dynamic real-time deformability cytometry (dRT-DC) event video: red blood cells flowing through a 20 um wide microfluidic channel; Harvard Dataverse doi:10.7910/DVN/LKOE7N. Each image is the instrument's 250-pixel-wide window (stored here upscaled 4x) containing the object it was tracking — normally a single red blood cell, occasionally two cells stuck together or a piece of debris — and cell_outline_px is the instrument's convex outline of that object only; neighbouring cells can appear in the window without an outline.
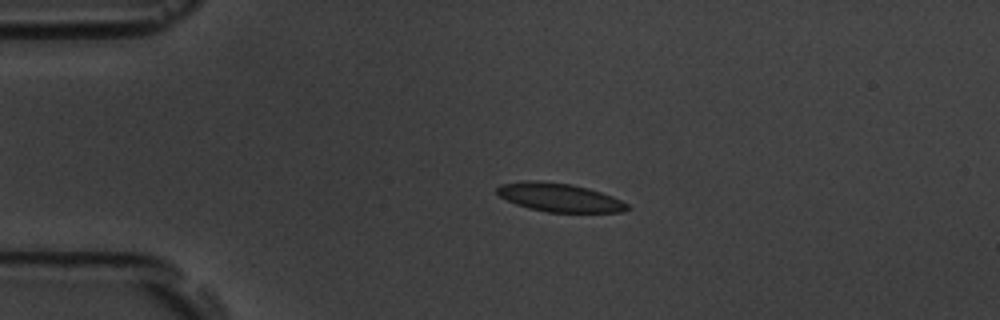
{"species": "common noctule bat (a hibernating species)", "species_latin": "Nyctalus noctula", "temperature_condition": "room temperature", "stored_images_in_passage": 4, "camera_frame_rate_fps": 3000, "um_per_image_px": 0.085, "animal": {"sex": "male", "body_mass_g": 19.5, "forearm_length_mm": 54.6}, "frame": {"image": 1, "passage_image": 3, "time_ms": 0.667, "image_size_px": [1000, 320], "cell_outline_px": [[632, 208], [624, 212], [548, 212], [528, 208], [516, 204], [500, 196], [496, 192], [496, 188], [500, 184], [528, 180], [540, 180], [572, 184], [588, 188], [612, 196], [628, 204]], "centroid_in_image_um": [47.55, 16.78], "position_along_channel_um": 37.4, "area_um2": 21.73}}